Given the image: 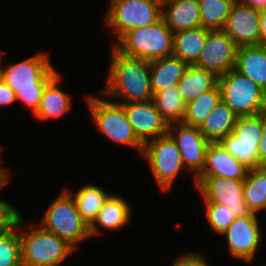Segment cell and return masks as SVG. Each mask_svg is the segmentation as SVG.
<instances>
[{
  "label": "cell",
  "instance_id": "obj_35",
  "mask_svg": "<svg viewBox=\"0 0 266 266\" xmlns=\"http://www.w3.org/2000/svg\"><path fill=\"white\" fill-rule=\"evenodd\" d=\"M258 167H266V112L262 113V136L259 140Z\"/></svg>",
  "mask_w": 266,
  "mask_h": 266
},
{
  "label": "cell",
  "instance_id": "obj_23",
  "mask_svg": "<svg viewBox=\"0 0 266 266\" xmlns=\"http://www.w3.org/2000/svg\"><path fill=\"white\" fill-rule=\"evenodd\" d=\"M219 77L211 71L188 65L183 77L178 82V91L185 104L196 99L200 94L214 89Z\"/></svg>",
  "mask_w": 266,
  "mask_h": 266
},
{
  "label": "cell",
  "instance_id": "obj_21",
  "mask_svg": "<svg viewBox=\"0 0 266 266\" xmlns=\"http://www.w3.org/2000/svg\"><path fill=\"white\" fill-rule=\"evenodd\" d=\"M266 92V47L261 45L237 48L235 68Z\"/></svg>",
  "mask_w": 266,
  "mask_h": 266
},
{
  "label": "cell",
  "instance_id": "obj_1",
  "mask_svg": "<svg viewBox=\"0 0 266 266\" xmlns=\"http://www.w3.org/2000/svg\"><path fill=\"white\" fill-rule=\"evenodd\" d=\"M111 49L108 76L100 95L117 103L153 100L150 61L127 56L113 45Z\"/></svg>",
  "mask_w": 266,
  "mask_h": 266
},
{
  "label": "cell",
  "instance_id": "obj_16",
  "mask_svg": "<svg viewBox=\"0 0 266 266\" xmlns=\"http://www.w3.org/2000/svg\"><path fill=\"white\" fill-rule=\"evenodd\" d=\"M222 30L237 47L259 45L260 10L235 2Z\"/></svg>",
  "mask_w": 266,
  "mask_h": 266
},
{
  "label": "cell",
  "instance_id": "obj_36",
  "mask_svg": "<svg viewBox=\"0 0 266 266\" xmlns=\"http://www.w3.org/2000/svg\"><path fill=\"white\" fill-rule=\"evenodd\" d=\"M17 102L15 92L0 78V107Z\"/></svg>",
  "mask_w": 266,
  "mask_h": 266
},
{
  "label": "cell",
  "instance_id": "obj_20",
  "mask_svg": "<svg viewBox=\"0 0 266 266\" xmlns=\"http://www.w3.org/2000/svg\"><path fill=\"white\" fill-rule=\"evenodd\" d=\"M62 81L58 73L44 88L37 111L33 114L37 120L49 121L68 113L71 106V95L64 92L59 84Z\"/></svg>",
  "mask_w": 266,
  "mask_h": 266
},
{
  "label": "cell",
  "instance_id": "obj_15",
  "mask_svg": "<svg viewBox=\"0 0 266 266\" xmlns=\"http://www.w3.org/2000/svg\"><path fill=\"white\" fill-rule=\"evenodd\" d=\"M137 138L143 143L168 134V123L163 119L152 100L120 103Z\"/></svg>",
  "mask_w": 266,
  "mask_h": 266
},
{
  "label": "cell",
  "instance_id": "obj_31",
  "mask_svg": "<svg viewBox=\"0 0 266 266\" xmlns=\"http://www.w3.org/2000/svg\"><path fill=\"white\" fill-rule=\"evenodd\" d=\"M234 3V0H199L201 27L222 30Z\"/></svg>",
  "mask_w": 266,
  "mask_h": 266
},
{
  "label": "cell",
  "instance_id": "obj_24",
  "mask_svg": "<svg viewBox=\"0 0 266 266\" xmlns=\"http://www.w3.org/2000/svg\"><path fill=\"white\" fill-rule=\"evenodd\" d=\"M237 117L232 109L220 100L199 129L209 142H220L233 132Z\"/></svg>",
  "mask_w": 266,
  "mask_h": 266
},
{
  "label": "cell",
  "instance_id": "obj_37",
  "mask_svg": "<svg viewBox=\"0 0 266 266\" xmlns=\"http://www.w3.org/2000/svg\"><path fill=\"white\" fill-rule=\"evenodd\" d=\"M259 45L266 47V8L260 10Z\"/></svg>",
  "mask_w": 266,
  "mask_h": 266
},
{
  "label": "cell",
  "instance_id": "obj_28",
  "mask_svg": "<svg viewBox=\"0 0 266 266\" xmlns=\"http://www.w3.org/2000/svg\"><path fill=\"white\" fill-rule=\"evenodd\" d=\"M152 101L168 125L182 123L185 117L186 104L180 96L177 84L154 93Z\"/></svg>",
  "mask_w": 266,
  "mask_h": 266
},
{
  "label": "cell",
  "instance_id": "obj_7",
  "mask_svg": "<svg viewBox=\"0 0 266 266\" xmlns=\"http://www.w3.org/2000/svg\"><path fill=\"white\" fill-rule=\"evenodd\" d=\"M105 24L113 32L114 45L126 32L162 18L161 0H110Z\"/></svg>",
  "mask_w": 266,
  "mask_h": 266
},
{
  "label": "cell",
  "instance_id": "obj_11",
  "mask_svg": "<svg viewBox=\"0 0 266 266\" xmlns=\"http://www.w3.org/2000/svg\"><path fill=\"white\" fill-rule=\"evenodd\" d=\"M194 185L199 190L204 203L225 205L236 217L251 214L243 197L244 180L221 177H196Z\"/></svg>",
  "mask_w": 266,
  "mask_h": 266
},
{
  "label": "cell",
  "instance_id": "obj_19",
  "mask_svg": "<svg viewBox=\"0 0 266 266\" xmlns=\"http://www.w3.org/2000/svg\"><path fill=\"white\" fill-rule=\"evenodd\" d=\"M162 18L173 33L200 27L199 0H165Z\"/></svg>",
  "mask_w": 266,
  "mask_h": 266
},
{
  "label": "cell",
  "instance_id": "obj_40",
  "mask_svg": "<svg viewBox=\"0 0 266 266\" xmlns=\"http://www.w3.org/2000/svg\"><path fill=\"white\" fill-rule=\"evenodd\" d=\"M2 54H5V51L3 52L2 50H0V78H1V64L3 63V61H2L3 56H2Z\"/></svg>",
  "mask_w": 266,
  "mask_h": 266
},
{
  "label": "cell",
  "instance_id": "obj_6",
  "mask_svg": "<svg viewBox=\"0 0 266 266\" xmlns=\"http://www.w3.org/2000/svg\"><path fill=\"white\" fill-rule=\"evenodd\" d=\"M38 225L67 241L76 250L78 242L90 238L89 226L82 220L71 194L65 188L49 204Z\"/></svg>",
  "mask_w": 266,
  "mask_h": 266
},
{
  "label": "cell",
  "instance_id": "obj_8",
  "mask_svg": "<svg viewBox=\"0 0 266 266\" xmlns=\"http://www.w3.org/2000/svg\"><path fill=\"white\" fill-rule=\"evenodd\" d=\"M221 100L238 116L266 112V92L236 69L219 76Z\"/></svg>",
  "mask_w": 266,
  "mask_h": 266
},
{
  "label": "cell",
  "instance_id": "obj_14",
  "mask_svg": "<svg viewBox=\"0 0 266 266\" xmlns=\"http://www.w3.org/2000/svg\"><path fill=\"white\" fill-rule=\"evenodd\" d=\"M237 48L223 30H209L204 49L193 65L222 76L235 68Z\"/></svg>",
  "mask_w": 266,
  "mask_h": 266
},
{
  "label": "cell",
  "instance_id": "obj_27",
  "mask_svg": "<svg viewBox=\"0 0 266 266\" xmlns=\"http://www.w3.org/2000/svg\"><path fill=\"white\" fill-rule=\"evenodd\" d=\"M243 197L251 213L257 214L266 207V167L250 168L243 185Z\"/></svg>",
  "mask_w": 266,
  "mask_h": 266
},
{
  "label": "cell",
  "instance_id": "obj_9",
  "mask_svg": "<svg viewBox=\"0 0 266 266\" xmlns=\"http://www.w3.org/2000/svg\"><path fill=\"white\" fill-rule=\"evenodd\" d=\"M141 156L147 161L159 190L170 191L183 169L181 154L169 134L148 141L143 146Z\"/></svg>",
  "mask_w": 266,
  "mask_h": 266
},
{
  "label": "cell",
  "instance_id": "obj_25",
  "mask_svg": "<svg viewBox=\"0 0 266 266\" xmlns=\"http://www.w3.org/2000/svg\"><path fill=\"white\" fill-rule=\"evenodd\" d=\"M208 31L200 26L173 33V55L193 65L204 49Z\"/></svg>",
  "mask_w": 266,
  "mask_h": 266
},
{
  "label": "cell",
  "instance_id": "obj_26",
  "mask_svg": "<svg viewBox=\"0 0 266 266\" xmlns=\"http://www.w3.org/2000/svg\"><path fill=\"white\" fill-rule=\"evenodd\" d=\"M72 196L82 220L90 227L111 194L98 185H84L75 193L65 188Z\"/></svg>",
  "mask_w": 266,
  "mask_h": 266
},
{
  "label": "cell",
  "instance_id": "obj_34",
  "mask_svg": "<svg viewBox=\"0 0 266 266\" xmlns=\"http://www.w3.org/2000/svg\"><path fill=\"white\" fill-rule=\"evenodd\" d=\"M172 266H210V264L203 254L187 252L177 257Z\"/></svg>",
  "mask_w": 266,
  "mask_h": 266
},
{
  "label": "cell",
  "instance_id": "obj_3",
  "mask_svg": "<svg viewBox=\"0 0 266 266\" xmlns=\"http://www.w3.org/2000/svg\"><path fill=\"white\" fill-rule=\"evenodd\" d=\"M39 226V227H38ZM26 227L20 213V238L23 266H61L75 248L40 225Z\"/></svg>",
  "mask_w": 266,
  "mask_h": 266
},
{
  "label": "cell",
  "instance_id": "obj_30",
  "mask_svg": "<svg viewBox=\"0 0 266 266\" xmlns=\"http://www.w3.org/2000/svg\"><path fill=\"white\" fill-rule=\"evenodd\" d=\"M0 266H23L20 238V213L14 224L0 232Z\"/></svg>",
  "mask_w": 266,
  "mask_h": 266
},
{
  "label": "cell",
  "instance_id": "obj_13",
  "mask_svg": "<svg viewBox=\"0 0 266 266\" xmlns=\"http://www.w3.org/2000/svg\"><path fill=\"white\" fill-rule=\"evenodd\" d=\"M168 134L179 149L184 167L193 173L195 179L204 169L206 150L210 142L198 127L183 123L170 124Z\"/></svg>",
  "mask_w": 266,
  "mask_h": 266
},
{
  "label": "cell",
  "instance_id": "obj_38",
  "mask_svg": "<svg viewBox=\"0 0 266 266\" xmlns=\"http://www.w3.org/2000/svg\"><path fill=\"white\" fill-rule=\"evenodd\" d=\"M236 3L251 6L252 8L261 10L266 8L265 0H234Z\"/></svg>",
  "mask_w": 266,
  "mask_h": 266
},
{
  "label": "cell",
  "instance_id": "obj_33",
  "mask_svg": "<svg viewBox=\"0 0 266 266\" xmlns=\"http://www.w3.org/2000/svg\"><path fill=\"white\" fill-rule=\"evenodd\" d=\"M19 212V209L11 205L10 202L0 199V232L14 224Z\"/></svg>",
  "mask_w": 266,
  "mask_h": 266
},
{
  "label": "cell",
  "instance_id": "obj_5",
  "mask_svg": "<svg viewBox=\"0 0 266 266\" xmlns=\"http://www.w3.org/2000/svg\"><path fill=\"white\" fill-rule=\"evenodd\" d=\"M105 97L87 96V103L96 130L120 145L135 148L140 155L144 144L137 138L122 104Z\"/></svg>",
  "mask_w": 266,
  "mask_h": 266
},
{
  "label": "cell",
  "instance_id": "obj_41",
  "mask_svg": "<svg viewBox=\"0 0 266 266\" xmlns=\"http://www.w3.org/2000/svg\"><path fill=\"white\" fill-rule=\"evenodd\" d=\"M2 150H3V148L0 145V165L2 164V161H3L2 158H1Z\"/></svg>",
  "mask_w": 266,
  "mask_h": 266
},
{
  "label": "cell",
  "instance_id": "obj_32",
  "mask_svg": "<svg viewBox=\"0 0 266 266\" xmlns=\"http://www.w3.org/2000/svg\"><path fill=\"white\" fill-rule=\"evenodd\" d=\"M206 207L205 216L211 229L221 235L234 222L236 216L225 205L215 203H204Z\"/></svg>",
  "mask_w": 266,
  "mask_h": 266
},
{
  "label": "cell",
  "instance_id": "obj_39",
  "mask_svg": "<svg viewBox=\"0 0 266 266\" xmlns=\"http://www.w3.org/2000/svg\"><path fill=\"white\" fill-rule=\"evenodd\" d=\"M11 171H9L6 167H2L0 165V191L3 189V187L7 184V182L10 179V173Z\"/></svg>",
  "mask_w": 266,
  "mask_h": 266
},
{
  "label": "cell",
  "instance_id": "obj_4",
  "mask_svg": "<svg viewBox=\"0 0 266 266\" xmlns=\"http://www.w3.org/2000/svg\"><path fill=\"white\" fill-rule=\"evenodd\" d=\"M119 52L148 61L173 54V32L163 18L126 32L114 45Z\"/></svg>",
  "mask_w": 266,
  "mask_h": 266
},
{
  "label": "cell",
  "instance_id": "obj_22",
  "mask_svg": "<svg viewBox=\"0 0 266 266\" xmlns=\"http://www.w3.org/2000/svg\"><path fill=\"white\" fill-rule=\"evenodd\" d=\"M188 64L175 55L150 61V81L153 94L178 84Z\"/></svg>",
  "mask_w": 266,
  "mask_h": 266
},
{
  "label": "cell",
  "instance_id": "obj_18",
  "mask_svg": "<svg viewBox=\"0 0 266 266\" xmlns=\"http://www.w3.org/2000/svg\"><path fill=\"white\" fill-rule=\"evenodd\" d=\"M132 219V208L125 199L111 194L99 211L97 219L89 227L90 238L102 234V230L120 231ZM101 227V229H100Z\"/></svg>",
  "mask_w": 266,
  "mask_h": 266
},
{
  "label": "cell",
  "instance_id": "obj_2",
  "mask_svg": "<svg viewBox=\"0 0 266 266\" xmlns=\"http://www.w3.org/2000/svg\"><path fill=\"white\" fill-rule=\"evenodd\" d=\"M58 73L45 51L9 66H1V78L15 92L17 101L32 114L38 109L45 86Z\"/></svg>",
  "mask_w": 266,
  "mask_h": 266
},
{
  "label": "cell",
  "instance_id": "obj_17",
  "mask_svg": "<svg viewBox=\"0 0 266 266\" xmlns=\"http://www.w3.org/2000/svg\"><path fill=\"white\" fill-rule=\"evenodd\" d=\"M249 167L233 157L220 142H210L206 150L205 166L197 177H221L244 180Z\"/></svg>",
  "mask_w": 266,
  "mask_h": 266
},
{
  "label": "cell",
  "instance_id": "obj_10",
  "mask_svg": "<svg viewBox=\"0 0 266 266\" xmlns=\"http://www.w3.org/2000/svg\"><path fill=\"white\" fill-rule=\"evenodd\" d=\"M262 136V113L237 117L233 132L220 141L233 157L249 168L258 167L259 140Z\"/></svg>",
  "mask_w": 266,
  "mask_h": 266
},
{
  "label": "cell",
  "instance_id": "obj_12",
  "mask_svg": "<svg viewBox=\"0 0 266 266\" xmlns=\"http://www.w3.org/2000/svg\"><path fill=\"white\" fill-rule=\"evenodd\" d=\"M258 218L254 213L236 217L230 227L221 234L227 238L228 253L245 263H252L256 259L258 247L263 241Z\"/></svg>",
  "mask_w": 266,
  "mask_h": 266
},
{
  "label": "cell",
  "instance_id": "obj_29",
  "mask_svg": "<svg viewBox=\"0 0 266 266\" xmlns=\"http://www.w3.org/2000/svg\"><path fill=\"white\" fill-rule=\"evenodd\" d=\"M221 100V91L217 85L214 89L200 94L196 99L186 104L183 124L200 128L206 117Z\"/></svg>",
  "mask_w": 266,
  "mask_h": 266
}]
</instances>
